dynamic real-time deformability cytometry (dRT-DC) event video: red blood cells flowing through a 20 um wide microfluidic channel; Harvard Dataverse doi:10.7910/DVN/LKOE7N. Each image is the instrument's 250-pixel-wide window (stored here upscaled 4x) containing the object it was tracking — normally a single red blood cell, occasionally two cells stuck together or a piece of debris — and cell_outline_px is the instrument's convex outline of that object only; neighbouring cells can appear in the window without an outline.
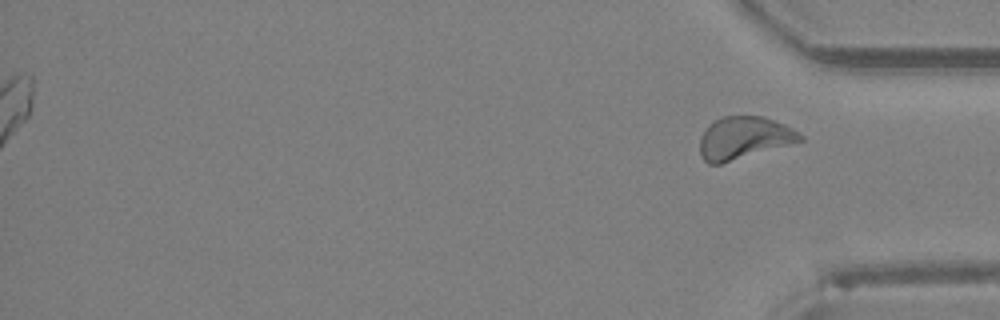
{"species": "Egyptian fruit bat (a non-hibernating species)", "species_latin": "Rousettus aegyptiacus", "temperature_condition": "room temperature", "stored_images_in_passage": 42, "segment_of_instrument_passage": [2, 2], "camera_frame_rate_fps": 3000, "um_per_image_px": 0.085, "animal": {"sex": "female"}, "frame": {"image": 1, "passage_image": 42, "time_ms": 13.667, "image_size_px": [1000, 320], "cell_outline_px": [[804, 140], [720, 164], [708, 164], [700, 156], [700, 140], [704, 132], [716, 120], [724, 116], [764, 116], [784, 124], [804, 136]], "centroid_in_image_um": [63.24, 11.73], "position_along_channel_um": 372.0, "area_um2": 24.39}}